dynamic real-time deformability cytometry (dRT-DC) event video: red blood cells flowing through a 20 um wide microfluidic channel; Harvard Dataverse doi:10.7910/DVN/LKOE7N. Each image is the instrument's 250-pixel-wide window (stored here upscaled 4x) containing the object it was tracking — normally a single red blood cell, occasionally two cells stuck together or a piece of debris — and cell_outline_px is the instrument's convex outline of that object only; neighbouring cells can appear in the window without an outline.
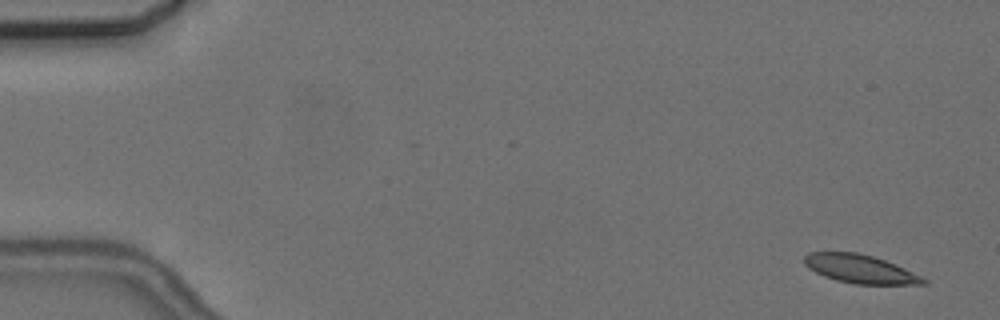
{"species": "common noctule bat (a hibernating species)", "species_latin": "Nyctalus noctula", "temperature_condition": "cold", "stored_images_in_passage": 4, "camera_frame_rate_fps": 3000, "um_per_image_px": 0.085, "animal": {"sex": "female", "body_mass_g": 24.6, "forearm_length_mm": 56.2}, "frame": {"image": 1, "passage_image": 1, "time_ms": 0.0, "image_size_px": [1000, 320], "cell_outline_px": [[928, 284], [856, 284], [836, 280], [824, 276], [808, 268], [804, 264], [804, 256], [808, 252], [856, 252], [872, 256], [896, 264], [928, 280]], "centroid_in_image_um": [73.09, 22.86], "position_along_channel_um": 11.9, "area_um2": 19.65}}
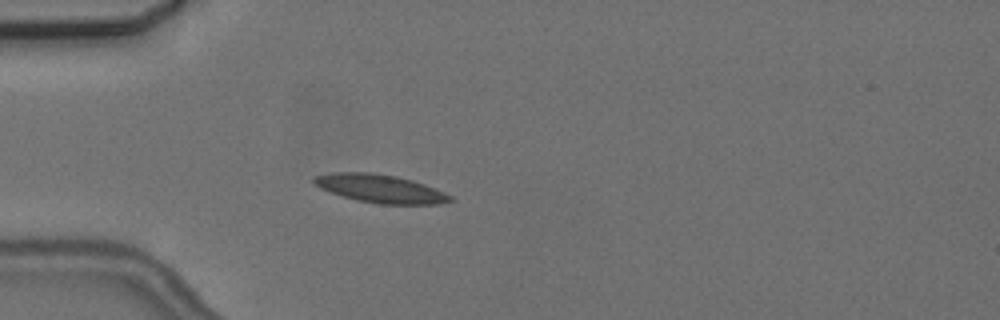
{"frame": {"image": 2, "passage_image": 4, "time_ms": 4.667, "image_size_px": [1000, 320], "cell_outline_px": [[456, 200], [440, 204], [380, 204], [356, 200], [320, 188], [312, 184], [312, 176], [332, 172], [372, 172], [396, 176], [412, 180], [436, 188], [452, 196]], "centroid_in_image_um": [32.32, 16.02], "position_along_channel_um": 52.7, "area_um2": 22.6}}